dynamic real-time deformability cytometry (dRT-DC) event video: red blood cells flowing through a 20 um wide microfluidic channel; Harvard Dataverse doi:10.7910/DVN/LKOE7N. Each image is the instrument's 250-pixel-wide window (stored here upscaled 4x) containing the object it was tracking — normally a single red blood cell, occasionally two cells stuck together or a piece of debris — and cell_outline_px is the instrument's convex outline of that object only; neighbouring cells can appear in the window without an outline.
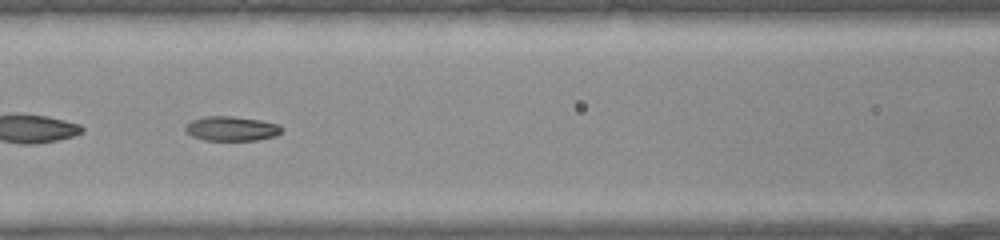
{"species": "common noctule bat (a hibernating species)", "species_latin": "Nyctalus noctula", "temperature_condition": "warm", "stored_images_in_passage": 40, "camera_frame_rate_fps": 3000, "um_per_image_px": 0.085, "animal": {"sex": "female", "body_mass_g": 22.0, "forearm_length_mm": 56.7}, "frame": {"image": 1, "passage_image": 18, "time_ms": 5.667, "image_size_px": [1000, 240], "cell_outline_px": [[280, 132], [276, 136], [256, 140], [204, 140], [192, 136], [184, 128], [192, 120], [204, 116], [232, 116], [260, 120], [280, 124]], "centroid_in_image_um": [19.68, 10.93], "position_along_channel_um": 146.9, "area_um2": 13.64}}
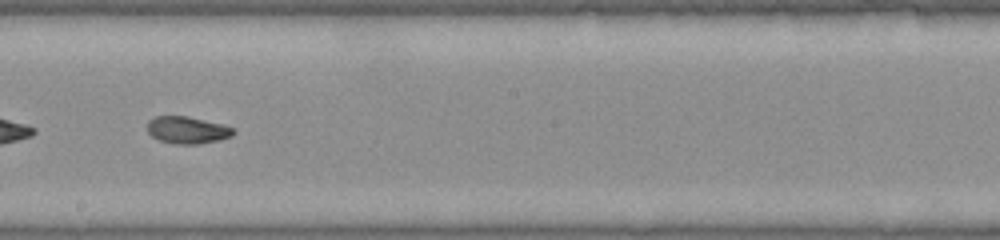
{"frame": {"image": 2, "passage_image": 23, "time_ms": 7.333, "image_size_px": [1000, 240], "cell_outline_px": [[236, 132], [232, 136], [220, 140], [200, 144], [172, 144], [160, 140], [152, 136], [148, 132], [148, 120], [156, 116], [188, 116], [224, 124], [232, 128]], "centroid_in_image_um": [15.94, 11.05], "position_along_channel_um": 232.3, "area_um2": 13.76}}